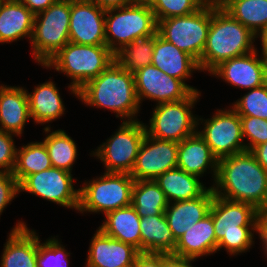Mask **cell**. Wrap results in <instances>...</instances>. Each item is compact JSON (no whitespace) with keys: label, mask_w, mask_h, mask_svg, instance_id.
<instances>
[{"label":"cell","mask_w":267,"mask_h":267,"mask_svg":"<svg viewBox=\"0 0 267 267\" xmlns=\"http://www.w3.org/2000/svg\"><path fill=\"white\" fill-rule=\"evenodd\" d=\"M214 182L211 188L216 196L256 210L267 206V171L250 151L219 159Z\"/></svg>","instance_id":"obj_1"},{"label":"cell","mask_w":267,"mask_h":267,"mask_svg":"<svg viewBox=\"0 0 267 267\" xmlns=\"http://www.w3.org/2000/svg\"><path fill=\"white\" fill-rule=\"evenodd\" d=\"M77 98L91 107L109 109L125 121L137 120L136 114L141 106L134 73L124 69L116 60L78 90Z\"/></svg>","instance_id":"obj_2"},{"label":"cell","mask_w":267,"mask_h":267,"mask_svg":"<svg viewBox=\"0 0 267 267\" xmlns=\"http://www.w3.org/2000/svg\"><path fill=\"white\" fill-rule=\"evenodd\" d=\"M257 37L226 10L211 6V24L198 66L209 73L221 62L251 53Z\"/></svg>","instance_id":"obj_3"},{"label":"cell","mask_w":267,"mask_h":267,"mask_svg":"<svg viewBox=\"0 0 267 267\" xmlns=\"http://www.w3.org/2000/svg\"><path fill=\"white\" fill-rule=\"evenodd\" d=\"M209 214L216 234V253L225 248L230 255L235 256L246 253L254 244L257 210L252 205L214 195Z\"/></svg>","instance_id":"obj_4"},{"label":"cell","mask_w":267,"mask_h":267,"mask_svg":"<svg viewBox=\"0 0 267 267\" xmlns=\"http://www.w3.org/2000/svg\"><path fill=\"white\" fill-rule=\"evenodd\" d=\"M115 54L106 45H82L68 42L43 67L55 68L72 79L68 85L71 93L78 96L88 81L96 78L113 61Z\"/></svg>","instance_id":"obj_5"},{"label":"cell","mask_w":267,"mask_h":267,"mask_svg":"<svg viewBox=\"0 0 267 267\" xmlns=\"http://www.w3.org/2000/svg\"><path fill=\"white\" fill-rule=\"evenodd\" d=\"M156 33L154 12L144 0H135L132 4L105 12L106 46L114 54L128 43Z\"/></svg>","instance_id":"obj_6"},{"label":"cell","mask_w":267,"mask_h":267,"mask_svg":"<svg viewBox=\"0 0 267 267\" xmlns=\"http://www.w3.org/2000/svg\"><path fill=\"white\" fill-rule=\"evenodd\" d=\"M71 1L56 0L34 17L31 38L34 60L44 66L69 42Z\"/></svg>","instance_id":"obj_7"},{"label":"cell","mask_w":267,"mask_h":267,"mask_svg":"<svg viewBox=\"0 0 267 267\" xmlns=\"http://www.w3.org/2000/svg\"><path fill=\"white\" fill-rule=\"evenodd\" d=\"M134 178L129 173L104 172L79 188L78 212L110 211L131 205Z\"/></svg>","instance_id":"obj_8"},{"label":"cell","mask_w":267,"mask_h":267,"mask_svg":"<svg viewBox=\"0 0 267 267\" xmlns=\"http://www.w3.org/2000/svg\"><path fill=\"white\" fill-rule=\"evenodd\" d=\"M200 95V91H194L186 99L155 105L150 125H145L146 133L156 139L177 143L194 135L198 125L192 109Z\"/></svg>","instance_id":"obj_9"},{"label":"cell","mask_w":267,"mask_h":267,"mask_svg":"<svg viewBox=\"0 0 267 267\" xmlns=\"http://www.w3.org/2000/svg\"><path fill=\"white\" fill-rule=\"evenodd\" d=\"M210 24L211 6L206 3L197 12L157 21V33L199 62Z\"/></svg>","instance_id":"obj_10"},{"label":"cell","mask_w":267,"mask_h":267,"mask_svg":"<svg viewBox=\"0 0 267 267\" xmlns=\"http://www.w3.org/2000/svg\"><path fill=\"white\" fill-rule=\"evenodd\" d=\"M145 135L143 122L124 120L118 130L92 154L103 162L105 172L130 174Z\"/></svg>","instance_id":"obj_11"},{"label":"cell","mask_w":267,"mask_h":267,"mask_svg":"<svg viewBox=\"0 0 267 267\" xmlns=\"http://www.w3.org/2000/svg\"><path fill=\"white\" fill-rule=\"evenodd\" d=\"M216 111L210 119L197 118V125L200 124L199 120L204 125V129H197V132L209 145L213 155L219 160L246 151L239 114L233 108Z\"/></svg>","instance_id":"obj_12"},{"label":"cell","mask_w":267,"mask_h":267,"mask_svg":"<svg viewBox=\"0 0 267 267\" xmlns=\"http://www.w3.org/2000/svg\"><path fill=\"white\" fill-rule=\"evenodd\" d=\"M69 171L51 167L28 175L20 184L19 192H28L60 206L79 208V188L74 189Z\"/></svg>","instance_id":"obj_13"},{"label":"cell","mask_w":267,"mask_h":267,"mask_svg":"<svg viewBox=\"0 0 267 267\" xmlns=\"http://www.w3.org/2000/svg\"><path fill=\"white\" fill-rule=\"evenodd\" d=\"M134 78L140 104L146 98L156 101V104L180 101L198 91L182 80L168 76L153 65L138 69L134 73Z\"/></svg>","instance_id":"obj_14"},{"label":"cell","mask_w":267,"mask_h":267,"mask_svg":"<svg viewBox=\"0 0 267 267\" xmlns=\"http://www.w3.org/2000/svg\"><path fill=\"white\" fill-rule=\"evenodd\" d=\"M177 154V142L156 139L146 133L130 175L134 180H155L177 168Z\"/></svg>","instance_id":"obj_15"},{"label":"cell","mask_w":267,"mask_h":267,"mask_svg":"<svg viewBox=\"0 0 267 267\" xmlns=\"http://www.w3.org/2000/svg\"><path fill=\"white\" fill-rule=\"evenodd\" d=\"M257 51L221 62L210 75L225 80L230 86L247 90L262 86L267 83L266 59L262 49L261 57Z\"/></svg>","instance_id":"obj_16"},{"label":"cell","mask_w":267,"mask_h":267,"mask_svg":"<svg viewBox=\"0 0 267 267\" xmlns=\"http://www.w3.org/2000/svg\"><path fill=\"white\" fill-rule=\"evenodd\" d=\"M105 12L89 0L71 2L69 42L82 45H106Z\"/></svg>","instance_id":"obj_17"},{"label":"cell","mask_w":267,"mask_h":267,"mask_svg":"<svg viewBox=\"0 0 267 267\" xmlns=\"http://www.w3.org/2000/svg\"><path fill=\"white\" fill-rule=\"evenodd\" d=\"M139 253L132 245L113 239L98 228L90 242L85 267H133Z\"/></svg>","instance_id":"obj_18"},{"label":"cell","mask_w":267,"mask_h":267,"mask_svg":"<svg viewBox=\"0 0 267 267\" xmlns=\"http://www.w3.org/2000/svg\"><path fill=\"white\" fill-rule=\"evenodd\" d=\"M214 195L209 186L201 196L195 199L168 203L164 212L165 218L176 241L185 231L209 214Z\"/></svg>","instance_id":"obj_19"},{"label":"cell","mask_w":267,"mask_h":267,"mask_svg":"<svg viewBox=\"0 0 267 267\" xmlns=\"http://www.w3.org/2000/svg\"><path fill=\"white\" fill-rule=\"evenodd\" d=\"M1 267H37V233L18 222L9 233L1 255Z\"/></svg>","instance_id":"obj_20"},{"label":"cell","mask_w":267,"mask_h":267,"mask_svg":"<svg viewBox=\"0 0 267 267\" xmlns=\"http://www.w3.org/2000/svg\"><path fill=\"white\" fill-rule=\"evenodd\" d=\"M31 119L27 90L23 87L0 85V130L22 136Z\"/></svg>","instance_id":"obj_21"},{"label":"cell","mask_w":267,"mask_h":267,"mask_svg":"<svg viewBox=\"0 0 267 267\" xmlns=\"http://www.w3.org/2000/svg\"><path fill=\"white\" fill-rule=\"evenodd\" d=\"M217 166L218 159L198 132L178 143L177 168L199 178L209 169L215 181Z\"/></svg>","instance_id":"obj_22"},{"label":"cell","mask_w":267,"mask_h":267,"mask_svg":"<svg viewBox=\"0 0 267 267\" xmlns=\"http://www.w3.org/2000/svg\"><path fill=\"white\" fill-rule=\"evenodd\" d=\"M152 65L185 84L193 71H200L198 62L192 56L164 40L158 33L154 39Z\"/></svg>","instance_id":"obj_23"},{"label":"cell","mask_w":267,"mask_h":267,"mask_svg":"<svg viewBox=\"0 0 267 267\" xmlns=\"http://www.w3.org/2000/svg\"><path fill=\"white\" fill-rule=\"evenodd\" d=\"M216 252V234L212 216L207 214L177 240L173 255L197 260Z\"/></svg>","instance_id":"obj_24"},{"label":"cell","mask_w":267,"mask_h":267,"mask_svg":"<svg viewBox=\"0 0 267 267\" xmlns=\"http://www.w3.org/2000/svg\"><path fill=\"white\" fill-rule=\"evenodd\" d=\"M35 15L16 0H0V43L27 37L31 41Z\"/></svg>","instance_id":"obj_25"},{"label":"cell","mask_w":267,"mask_h":267,"mask_svg":"<svg viewBox=\"0 0 267 267\" xmlns=\"http://www.w3.org/2000/svg\"><path fill=\"white\" fill-rule=\"evenodd\" d=\"M99 229L107 236L132 245L141 252L140 216L132 205L105 214Z\"/></svg>","instance_id":"obj_26"},{"label":"cell","mask_w":267,"mask_h":267,"mask_svg":"<svg viewBox=\"0 0 267 267\" xmlns=\"http://www.w3.org/2000/svg\"><path fill=\"white\" fill-rule=\"evenodd\" d=\"M30 94L27 91L30 116L34 123L44 125L60 118L65 112L59 89L52 81L34 87Z\"/></svg>","instance_id":"obj_27"},{"label":"cell","mask_w":267,"mask_h":267,"mask_svg":"<svg viewBox=\"0 0 267 267\" xmlns=\"http://www.w3.org/2000/svg\"><path fill=\"white\" fill-rule=\"evenodd\" d=\"M199 179L197 176L175 168L159 175L155 182L164 192L168 203H171L201 196L208 188Z\"/></svg>","instance_id":"obj_28"},{"label":"cell","mask_w":267,"mask_h":267,"mask_svg":"<svg viewBox=\"0 0 267 267\" xmlns=\"http://www.w3.org/2000/svg\"><path fill=\"white\" fill-rule=\"evenodd\" d=\"M141 252L173 254L177 241L165 213L140 218Z\"/></svg>","instance_id":"obj_29"},{"label":"cell","mask_w":267,"mask_h":267,"mask_svg":"<svg viewBox=\"0 0 267 267\" xmlns=\"http://www.w3.org/2000/svg\"><path fill=\"white\" fill-rule=\"evenodd\" d=\"M131 205L140 217H147L162 215L168 201L155 180H135Z\"/></svg>","instance_id":"obj_30"},{"label":"cell","mask_w":267,"mask_h":267,"mask_svg":"<svg viewBox=\"0 0 267 267\" xmlns=\"http://www.w3.org/2000/svg\"><path fill=\"white\" fill-rule=\"evenodd\" d=\"M52 166L44 142H30L17 148L16 162L12 174L20 184L28 175L50 169Z\"/></svg>","instance_id":"obj_31"},{"label":"cell","mask_w":267,"mask_h":267,"mask_svg":"<svg viewBox=\"0 0 267 267\" xmlns=\"http://www.w3.org/2000/svg\"><path fill=\"white\" fill-rule=\"evenodd\" d=\"M225 10L257 37L267 30V0H235Z\"/></svg>","instance_id":"obj_32"},{"label":"cell","mask_w":267,"mask_h":267,"mask_svg":"<svg viewBox=\"0 0 267 267\" xmlns=\"http://www.w3.org/2000/svg\"><path fill=\"white\" fill-rule=\"evenodd\" d=\"M44 131L50 132L43 142L48 150L52 166L72 173V167L78 155L75 141L61 129L51 131V128L47 126Z\"/></svg>","instance_id":"obj_33"},{"label":"cell","mask_w":267,"mask_h":267,"mask_svg":"<svg viewBox=\"0 0 267 267\" xmlns=\"http://www.w3.org/2000/svg\"><path fill=\"white\" fill-rule=\"evenodd\" d=\"M154 39L155 35H152L128 43L115 54V60L131 73L152 65Z\"/></svg>","instance_id":"obj_34"},{"label":"cell","mask_w":267,"mask_h":267,"mask_svg":"<svg viewBox=\"0 0 267 267\" xmlns=\"http://www.w3.org/2000/svg\"><path fill=\"white\" fill-rule=\"evenodd\" d=\"M154 12L156 21L197 12L206 0H144Z\"/></svg>","instance_id":"obj_35"},{"label":"cell","mask_w":267,"mask_h":267,"mask_svg":"<svg viewBox=\"0 0 267 267\" xmlns=\"http://www.w3.org/2000/svg\"><path fill=\"white\" fill-rule=\"evenodd\" d=\"M249 91L230 107L239 116H252L267 120V83Z\"/></svg>","instance_id":"obj_36"},{"label":"cell","mask_w":267,"mask_h":267,"mask_svg":"<svg viewBox=\"0 0 267 267\" xmlns=\"http://www.w3.org/2000/svg\"><path fill=\"white\" fill-rule=\"evenodd\" d=\"M40 241L37 235V267H69L70 252H66L59 240L52 237L44 243Z\"/></svg>","instance_id":"obj_37"},{"label":"cell","mask_w":267,"mask_h":267,"mask_svg":"<svg viewBox=\"0 0 267 267\" xmlns=\"http://www.w3.org/2000/svg\"><path fill=\"white\" fill-rule=\"evenodd\" d=\"M242 137L247 138L246 151L267 142V120L252 116H240Z\"/></svg>","instance_id":"obj_38"},{"label":"cell","mask_w":267,"mask_h":267,"mask_svg":"<svg viewBox=\"0 0 267 267\" xmlns=\"http://www.w3.org/2000/svg\"><path fill=\"white\" fill-rule=\"evenodd\" d=\"M11 133L0 130V172H13L17 148Z\"/></svg>","instance_id":"obj_39"},{"label":"cell","mask_w":267,"mask_h":267,"mask_svg":"<svg viewBox=\"0 0 267 267\" xmlns=\"http://www.w3.org/2000/svg\"><path fill=\"white\" fill-rule=\"evenodd\" d=\"M19 183L11 172H0V215L19 194Z\"/></svg>","instance_id":"obj_40"},{"label":"cell","mask_w":267,"mask_h":267,"mask_svg":"<svg viewBox=\"0 0 267 267\" xmlns=\"http://www.w3.org/2000/svg\"><path fill=\"white\" fill-rule=\"evenodd\" d=\"M133 267H163V253L140 252Z\"/></svg>","instance_id":"obj_41"},{"label":"cell","mask_w":267,"mask_h":267,"mask_svg":"<svg viewBox=\"0 0 267 267\" xmlns=\"http://www.w3.org/2000/svg\"><path fill=\"white\" fill-rule=\"evenodd\" d=\"M257 233L262 241L267 257V206L257 210Z\"/></svg>","instance_id":"obj_42"},{"label":"cell","mask_w":267,"mask_h":267,"mask_svg":"<svg viewBox=\"0 0 267 267\" xmlns=\"http://www.w3.org/2000/svg\"><path fill=\"white\" fill-rule=\"evenodd\" d=\"M195 259L179 257L173 254L163 253V267H193Z\"/></svg>","instance_id":"obj_43"},{"label":"cell","mask_w":267,"mask_h":267,"mask_svg":"<svg viewBox=\"0 0 267 267\" xmlns=\"http://www.w3.org/2000/svg\"><path fill=\"white\" fill-rule=\"evenodd\" d=\"M22 2L34 15L46 10L56 0H16Z\"/></svg>","instance_id":"obj_44"},{"label":"cell","mask_w":267,"mask_h":267,"mask_svg":"<svg viewBox=\"0 0 267 267\" xmlns=\"http://www.w3.org/2000/svg\"><path fill=\"white\" fill-rule=\"evenodd\" d=\"M104 10L132 4L135 0H89Z\"/></svg>","instance_id":"obj_45"},{"label":"cell","mask_w":267,"mask_h":267,"mask_svg":"<svg viewBox=\"0 0 267 267\" xmlns=\"http://www.w3.org/2000/svg\"><path fill=\"white\" fill-rule=\"evenodd\" d=\"M250 152L258 163L267 171V142L254 147Z\"/></svg>","instance_id":"obj_46"},{"label":"cell","mask_w":267,"mask_h":267,"mask_svg":"<svg viewBox=\"0 0 267 267\" xmlns=\"http://www.w3.org/2000/svg\"><path fill=\"white\" fill-rule=\"evenodd\" d=\"M235 0H206V3L215 9L225 10Z\"/></svg>","instance_id":"obj_47"},{"label":"cell","mask_w":267,"mask_h":267,"mask_svg":"<svg viewBox=\"0 0 267 267\" xmlns=\"http://www.w3.org/2000/svg\"><path fill=\"white\" fill-rule=\"evenodd\" d=\"M262 49H267V30L260 37Z\"/></svg>","instance_id":"obj_48"},{"label":"cell","mask_w":267,"mask_h":267,"mask_svg":"<svg viewBox=\"0 0 267 267\" xmlns=\"http://www.w3.org/2000/svg\"><path fill=\"white\" fill-rule=\"evenodd\" d=\"M262 50L266 59V66H267V49H262Z\"/></svg>","instance_id":"obj_49"}]
</instances>
